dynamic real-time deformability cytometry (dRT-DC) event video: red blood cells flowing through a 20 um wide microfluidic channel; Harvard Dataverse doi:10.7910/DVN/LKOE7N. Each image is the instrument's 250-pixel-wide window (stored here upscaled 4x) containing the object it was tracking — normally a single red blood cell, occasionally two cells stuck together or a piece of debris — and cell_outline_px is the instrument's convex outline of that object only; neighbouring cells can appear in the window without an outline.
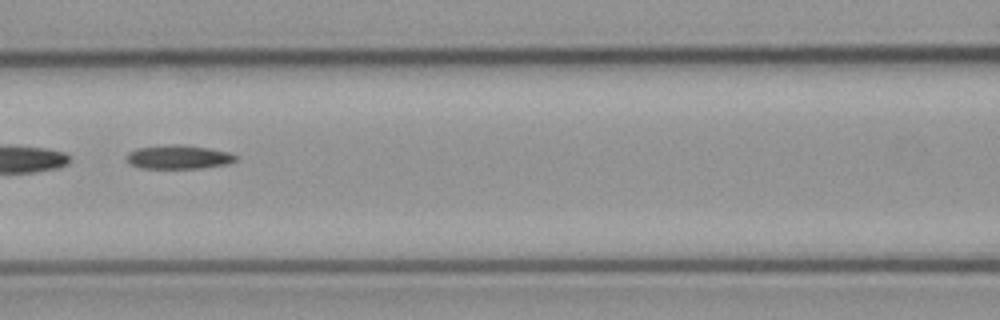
{"species": "common noctule bat (a hibernating species)", "species_latin": "Nyctalus noctula", "temperature_condition": "cold", "stored_images_in_passage": 4, "camera_frame_rate_fps": 3000, "um_per_image_px": 0.085, "animal": {"sex": "male", "body_mass_g": 23.1, "forearm_length_mm": 52.7}, "frame": {"image": 1, "passage_image": 3, "time_ms": 2.333, "image_size_px": [1000, 320], "cell_outline_px": [[236, 160], [224, 164], [200, 168], [144, 168], [128, 164], [128, 152], [136, 148], [172, 144], [184, 144], [208, 148], [228, 152], [236, 156]], "centroid_in_image_um": [15.14, 13.34], "position_along_channel_um": 151.5, "area_um2": 14.97}}